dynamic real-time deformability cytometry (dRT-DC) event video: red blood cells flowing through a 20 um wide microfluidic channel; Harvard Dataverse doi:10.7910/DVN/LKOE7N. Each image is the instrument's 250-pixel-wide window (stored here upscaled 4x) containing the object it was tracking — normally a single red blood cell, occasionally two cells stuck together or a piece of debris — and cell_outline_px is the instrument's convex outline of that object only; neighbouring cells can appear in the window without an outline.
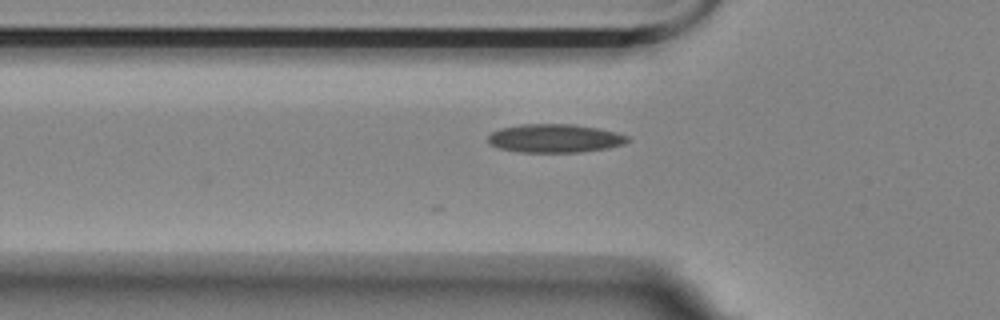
{"species": "Egyptian fruit bat (a non-hibernating species)", "species_latin": "Rousettus aegyptiacus", "temperature_condition": "room temperature", "stored_images_in_passage": 24, "camera_frame_rate_fps": 3000, "um_per_image_px": 0.085, "animal": {"sex": "female"}, "frame": {"image": 1, "passage_image": 3, "time_ms": 0.667, "image_size_px": [1000, 320], "cell_outline_px": [[632, 140], [624, 144], [608, 148], [580, 152], [520, 152], [500, 148], [488, 144], [488, 136], [492, 132], [500, 128], [520, 124], [572, 124], [596, 128], [616, 132], [628, 136]], "centroid_in_image_um": [47.16, 11.76], "position_along_channel_um": 78.6, "area_um2": 23.24}}
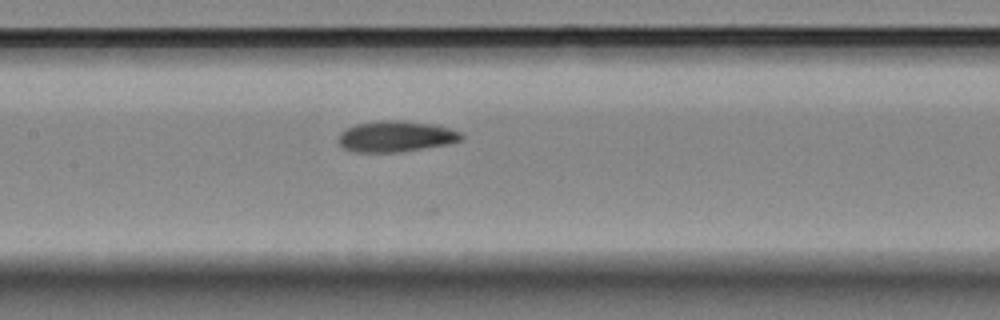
{"frame": {"image": 2, "passage_image": 11, "time_ms": 3.333, "image_size_px": [1000, 320], "cell_outline_px": [[464, 140], [448, 144], [396, 152], [356, 152], [344, 148], [340, 144], [340, 132], [356, 124], [380, 120], [400, 120], [436, 124], [460, 132], [464, 136]], "centroid_in_image_um": [33.69, 11.58], "position_along_channel_um": 173.7, "area_um2": 22.08}}
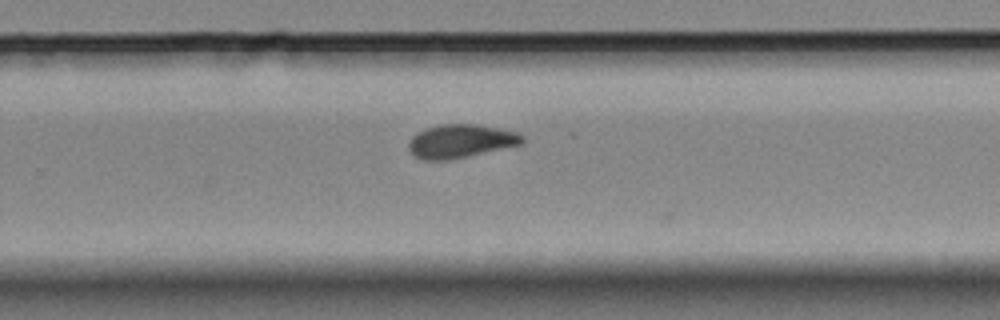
{"frame": {"image": 3, "passage_image": 21, "time_ms": 6.667, "image_size_px": [1000, 320], "cell_outline_px": [[524, 144], [448, 160], [424, 160], [416, 156], [408, 148], [408, 144], [412, 136], [416, 132], [424, 128], [440, 124], [476, 124], [516, 132], [524, 136]], "centroid_in_image_um": [39.15, 11.99], "position_along_channel_um": 290.7, "area_um2": 22.14}}